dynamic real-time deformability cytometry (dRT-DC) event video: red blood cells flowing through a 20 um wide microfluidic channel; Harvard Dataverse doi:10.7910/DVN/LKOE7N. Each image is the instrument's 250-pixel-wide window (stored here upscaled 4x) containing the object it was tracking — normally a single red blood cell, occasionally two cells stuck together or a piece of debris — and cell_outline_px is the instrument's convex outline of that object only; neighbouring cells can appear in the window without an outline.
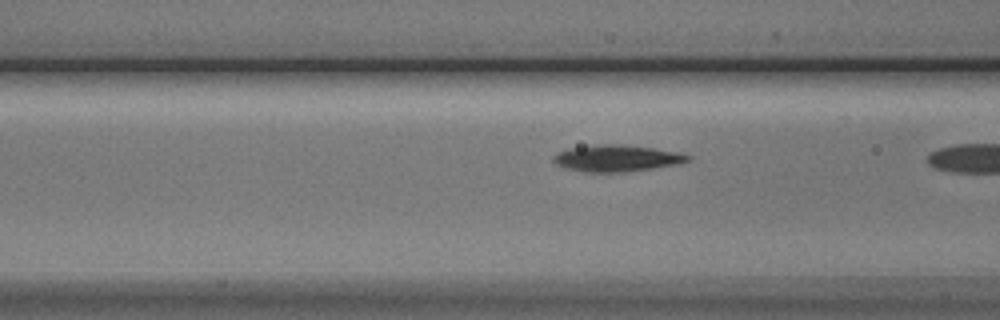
{"species": "Egyptian fruit bat (a non-hibernating species)", "species_latin": "Rousettus aegyptiacus", "temperature_condition": "cold", "stored_images_in_passage": 6, "camera_frame_rate_fps": 3000, "um_per_image_px": 0.085, "animal": {"sex": "male"}, "frame": {"image": 1, "passage_image": 5, "time_ms": 1.333, "image_size_px": [1000, 320], "cell_outline_px": [[692, 156], [688, 160], [680, 164], [624, 172], [584, 172], [564, 168], [556, 164], [552, 160], [552, 156], [556, 152], [568, 148], [596, 144], [620, 144], [652, 148], [676, 152]], "centroid_in_image_um": [52.35, 13.45], "position_along_channel_um": 114.3, "area_um2": 20.92}}